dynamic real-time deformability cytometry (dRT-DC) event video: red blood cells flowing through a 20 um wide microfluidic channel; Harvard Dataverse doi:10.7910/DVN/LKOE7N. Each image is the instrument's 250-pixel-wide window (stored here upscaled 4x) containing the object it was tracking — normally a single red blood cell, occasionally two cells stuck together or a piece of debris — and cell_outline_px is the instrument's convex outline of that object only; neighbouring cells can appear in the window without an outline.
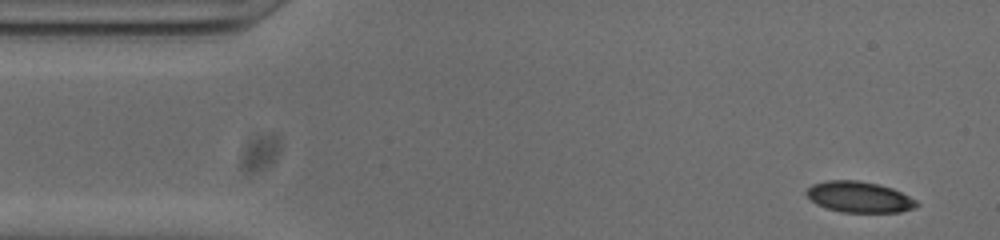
{"species": "common noctule bat (a hibernating species)", "species_latin": "Nyctalus noctula", "temperature_condition": "cold", "stored_images_in_passage": 52, "camera_frame_rate_fps": 3000, "um_per_image_px": 0.085, "animal": {"sex": "male", "body_mass_g": 20.0, "forearm_length_mm": 53.3}, "frame": {"image": 1, "passage_image": 3, "time_ms": 0.667, "image_size_px": [1000, 240], "cell_outline_px": [[920, 204], [916, 208], [900, 212], [840, 212], [816, 204], [804, 192], [812, 184], [828, 180], [856, 180], [876, 184], [892, 188], [916, 200]], "centroid_in_image_um": [73.04, 16.75], "position_along_channel_um": 12.0, "area_um2": 19.77}}
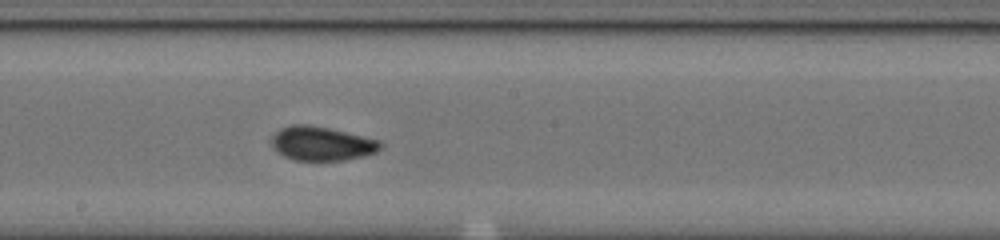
{"frame": {"image": 2, "passage_image": 27, "time_ms": 8.667, "image_size_px": [1000, 240], "cell_outline_px": [[384, 144], [376, 152], [364, 156], [344, 160], [296, 160], [284, 156], [272, 144], [272, 136], [280, 128], [292, 124], [308, 124], [328, 128], [380, 140]], "centroid_in_image_um": [27.37, 12.19], "position_along_channel_um": 220.8, "area_um2": 21.39}}
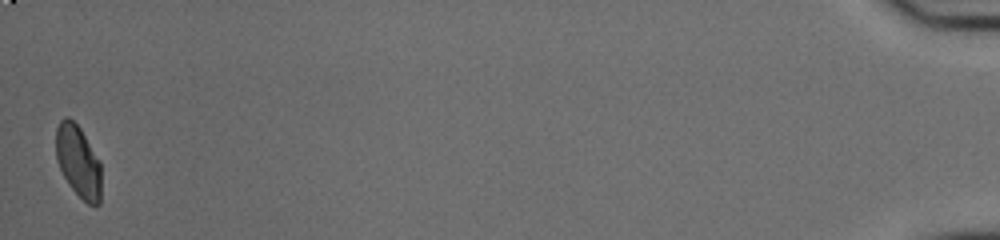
{"frame": {"image": 3, "passage_image": 52, "time_ms": 17.0, "image_size_px": [1000, 240], "cell_outline_px": [[100, 204], [88, 204], [68, 184], [56, 160], [56, 128], [60, 120], [64, 116], [68, 116], [80, 128], [100, 160]], "centroid_in_image_um": [6.64, 13.68], "position_along_channel_um": 428.6, "area_um2": 18.9}, "authors_computed_cell_mechanics": {"area_um2": 20.4034, "velocity_mm_per_s": 3.7943, "shape_relaxation_time_tau1_ms": null, "shape_relaxation_time_tau2_ms": 1.3683, "deformation_change_tau1": null, "deformation_change_tau2": 0.0555}}